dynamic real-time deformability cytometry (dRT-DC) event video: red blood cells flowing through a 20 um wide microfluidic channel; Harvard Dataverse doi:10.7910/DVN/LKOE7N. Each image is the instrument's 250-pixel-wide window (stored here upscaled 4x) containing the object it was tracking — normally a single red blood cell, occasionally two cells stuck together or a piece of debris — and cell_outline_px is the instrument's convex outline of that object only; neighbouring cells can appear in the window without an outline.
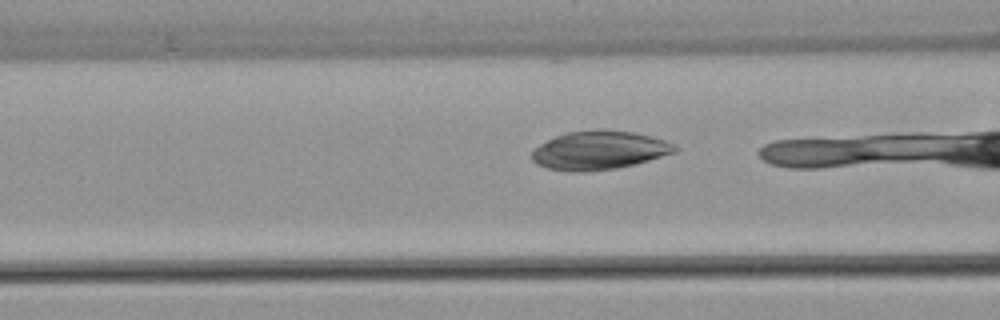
{"species": "common noctule bat (a hibernating species)", "species_latin": "Nyctalus noctula", "temperature_condition": "warm", "stored_images_in_passage": 6, "camera_frame_rate_fps": 3000, "um_per_image_px": 0.085, "animal": {"sex": "female", "body_mass_g": 22.7, "forearm_length_mm": 54.2}, "frame": {"image": 1, "passage_image": 4, "time_ms": 1.0, "image_size_px": [1000, 320], "cell_outline_px": [[680, 148], [676, 152], [636, 164], [616, 168], [584, 172], [572, 172], [548, 168], [536, 164], [532, 160], [532, 148], [556, 136], [568, 132], [596, 128], [632, 132], [652, 136], [676, 144]], "centroid_in_image_um": [50.94, 12.77], "position_along_channel_um": 115.7, "area_um2": 32.54}}